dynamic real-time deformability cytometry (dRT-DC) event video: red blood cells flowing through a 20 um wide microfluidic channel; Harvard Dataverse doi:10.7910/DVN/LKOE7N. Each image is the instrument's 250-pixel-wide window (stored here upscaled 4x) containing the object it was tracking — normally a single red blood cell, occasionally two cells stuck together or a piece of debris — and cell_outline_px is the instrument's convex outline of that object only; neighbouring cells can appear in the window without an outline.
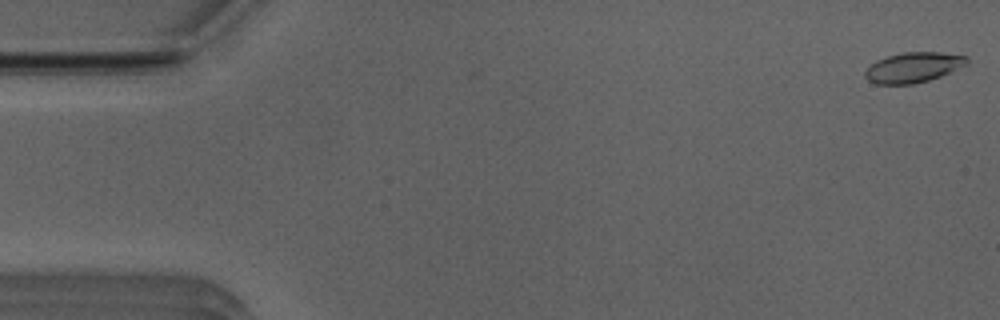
{"species": "Egyptian fruit bat (a non-hibernating species)", "species_latin": "Rousettus aegyptiacus", "temperature_condition": "room temperature", "stored_images_in_passage": 4, "camera_frame_rate_fps": 3000, "um_per_image_px": 0.085, "animal": {"sex": "male"}, "frame": {"image": 1, "passage_image": 1, "time_ms": 0.0, "image_size_px": [1000, 320], "cell_outline_px": [[968, 64], [940, 76], [928, 80], [912, 84], [876, 84], [868, 80], [864, 76], [864, 72], [876, 60], [888, 56], [904, 52], [940, 52], [968, 56]], "centroid_in_image_um": [77.63, 5.72], "position_along_channel_um": 7.4, "area_um2": 17.8}}